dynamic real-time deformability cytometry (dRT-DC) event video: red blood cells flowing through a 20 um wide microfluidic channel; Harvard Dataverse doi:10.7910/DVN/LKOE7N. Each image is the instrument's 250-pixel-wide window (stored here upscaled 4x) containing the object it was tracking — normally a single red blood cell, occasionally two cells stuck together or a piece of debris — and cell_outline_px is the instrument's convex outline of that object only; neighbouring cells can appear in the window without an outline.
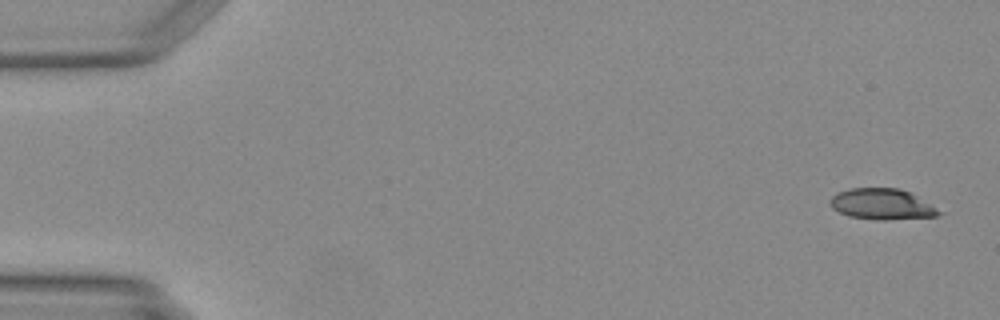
{"species": "Egyptian fruit bat (a non-hibernating species)", "species_latin": "Rousettus aegyptiacus", "temperature_condition": "warm", "stored_images_in_passage": 43, "camera_frame_rate_fps": 3000, "um_per_image_px": 0.085, "animal": {"sex": "female"}, "frame": {"image": 1, "passage_image": 1, "time_ms": 0.0, "image_size_px": [1000, 320], "cell_outline_px": [[944, 212], [936, 216], [884, 220], [876, 220], [848, 216], [832, 208], [828, 204], [828, 200], [836, 192], [852, 188], [896, 188], [908, 192], [932, 204]], "centroid_in_image_um": [74.93, 17.36], "position_along_channel_um": 10.1, "area_um2": 19.65}}
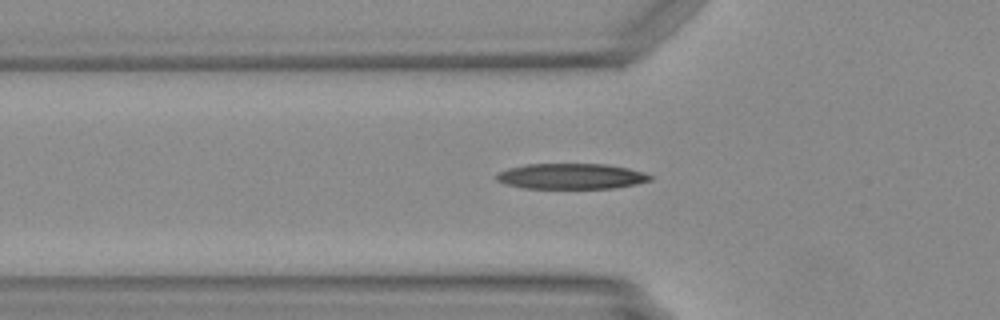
{"frame": {"image": 2, "passage_image": 16, "time_ms": 5.0, "image_size_px": [1000, 320], "cell_outline_px": [[652, 180], [636, 184], [612, 188], [524, 188], [504, 184], [496, 180], [496, 176], [500, 172], [508, 168], [528, 164], [604, 164], [628, 168], [644, 172], [652, 176]], "centroid_in_image_um": [48.56, 14.98], "position_along_channel_um": 77.2, "area_um2": 22.83}}
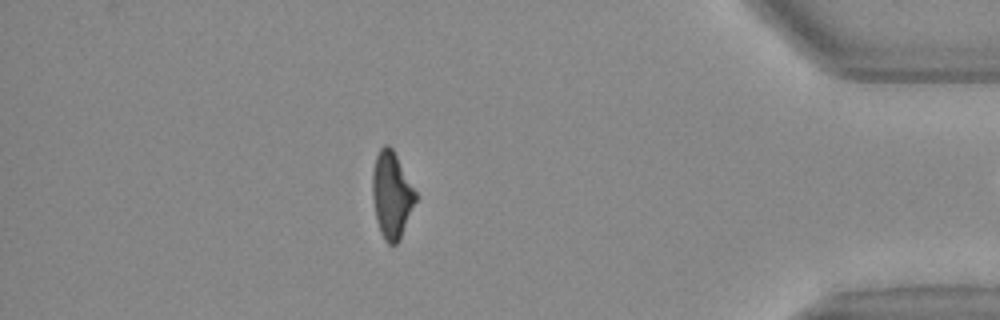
{"frame": {"image": 3, "passage_image": 42, "time_ms": 13.667, "image_size_px": [1000, 320], "cell_outline_px": [[416, 200], [400, 240], [396, 244], [388, 244], [384, 240], [380, 232], [376, 220], [372, 196], [372, 172], [376, 156], [380, 148], [384, 144], [388, 144], [392, 148], [416, 192]], "centroid_in_image_um": [33.27, 16.58], "position_along_channel_um": 401.9, "area_um2": 21.68}}